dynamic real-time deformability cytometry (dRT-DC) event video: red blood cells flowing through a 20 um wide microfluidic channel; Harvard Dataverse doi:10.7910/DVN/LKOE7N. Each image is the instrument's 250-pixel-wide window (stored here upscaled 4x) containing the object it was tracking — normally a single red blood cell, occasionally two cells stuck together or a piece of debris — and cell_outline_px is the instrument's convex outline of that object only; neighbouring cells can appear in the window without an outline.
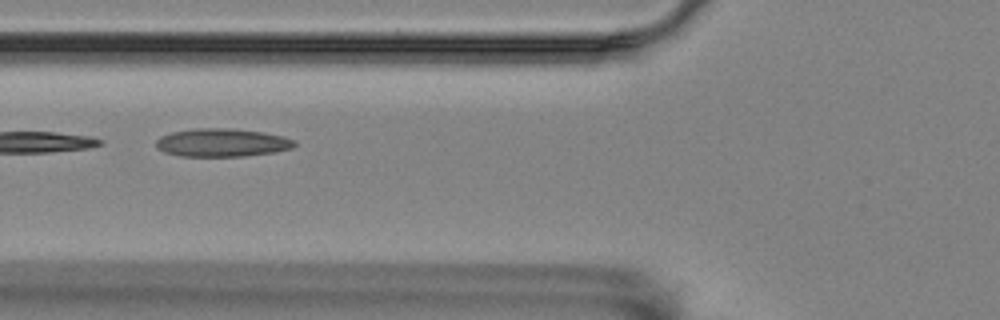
{"species": "Egyptian fruit bat (a non-hibernating species)", "species_latin": "Rousettus aegyptiacus", "temperature_condition": "room temperature", "stored_images_in_passage": 9, "camera_frame_rate_fps": 3000, "um_per_image_px": 0.085, "animal": {"sex": "female"}, "frame": {"image": 1, "passage_image": 6, "time_ms": 1.667, "image_size_px": [1000, 320], "cell_outline_px": [[296, 144], [292, 148], [272, 152], [244, 156], [180, 156], [164, 152], [156, 148], [156, 140], [160, 136], [172, 132], [196, 128], [232, 128], [264, 132], [284, 136], [296, 140]], "centroid_in_image_um": [18.87, 12.11], "position_along_channel_um": 106.9, "area_um2": 22.83}}